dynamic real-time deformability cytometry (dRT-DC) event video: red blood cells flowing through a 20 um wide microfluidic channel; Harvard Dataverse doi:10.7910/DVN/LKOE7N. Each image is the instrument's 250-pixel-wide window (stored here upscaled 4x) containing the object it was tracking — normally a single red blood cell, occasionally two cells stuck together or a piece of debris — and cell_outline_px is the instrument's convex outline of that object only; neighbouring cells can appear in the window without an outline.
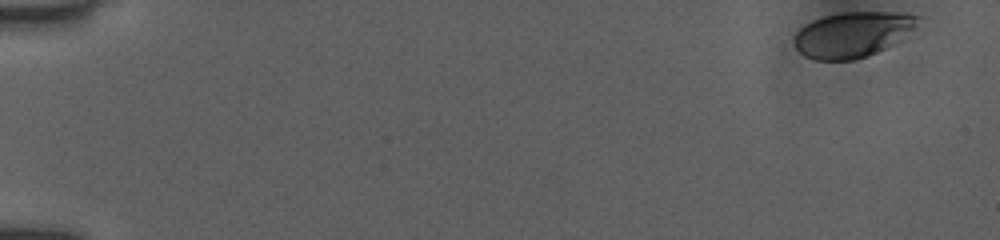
{"species": "human", "species_latin": "Homo sapiens", "temperature_condition": "room temperature", "stored_images_in_passage": 50, "camera_frame_rate_fps": 3000, "um_per_image_px": 0.085, "donor": {"sex": "female"}, "frame": {"image": 1, "passage_image": 1, "time_ms": 0.0, "image_size_px": [1000, 240], "cell_outline_px": [[924, 16], [916, 28], [884, 48], [868, 56], [852, 60], [816, 60], [804, 56], [796, 48], [796, 32], [804, 24], [812, 20], [824, 16], [844, 12], [896, 12]], "centroid_in_image_um": [72.49, 2.91], "position_along_channel_um": 12.5, "area_um2": 32.6}}
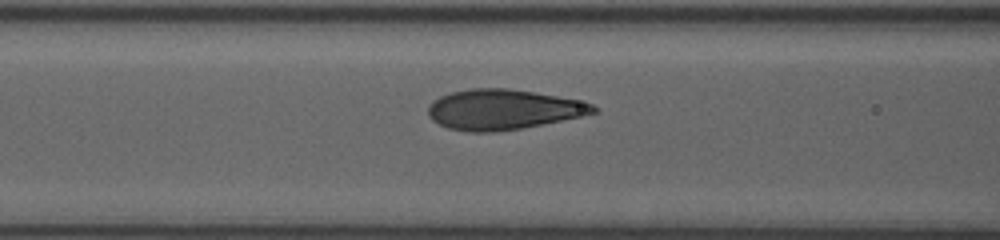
{"frame": {"image": 2, "passage_image": 27, "time_ms": 7.0, "image_size_px": [1000, 240], "cell_outline_px": [[596, 112], [580, 116], [520, 128], [488, 132], [472, 132], [448, 128], [432, 120], [428, 116], [428, 104], [432, 100], [440, 96], [452, 92], [472, 88], [508, 88], [536, 92], [576, 100], [592, 104], [596, 108]], "centroid_in_image_um": [42.68, 9.29], "position_along_channel_um": 123.9, "area_um2": 38.21}}
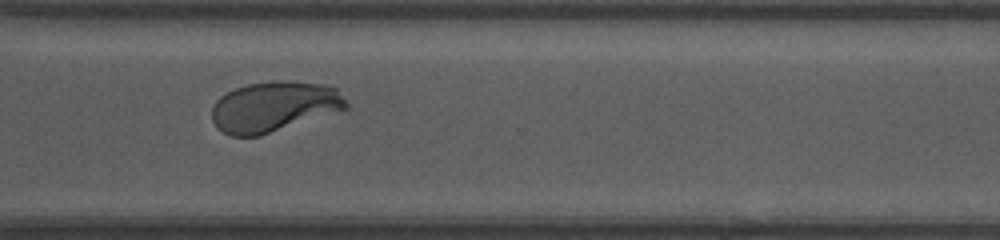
{"frame": {"image": 3, "passage_image": 49, "time_ms": 12.667, "image_size_px": [1000, 240], "cell_outline_px": [[348, 108], [260, 136], [232, 136], [216, 128], [212, 120], [212, 108], [216, 100], [220, 96], [236, 88], [248, 84], [276, 80], [280, 80], [324, 84], [336, 88], [348, 104]], "centroid_in_image_um": [23.27, 9.06], "position_along_channel_um": 347.3, "area_um2": 39.25}}